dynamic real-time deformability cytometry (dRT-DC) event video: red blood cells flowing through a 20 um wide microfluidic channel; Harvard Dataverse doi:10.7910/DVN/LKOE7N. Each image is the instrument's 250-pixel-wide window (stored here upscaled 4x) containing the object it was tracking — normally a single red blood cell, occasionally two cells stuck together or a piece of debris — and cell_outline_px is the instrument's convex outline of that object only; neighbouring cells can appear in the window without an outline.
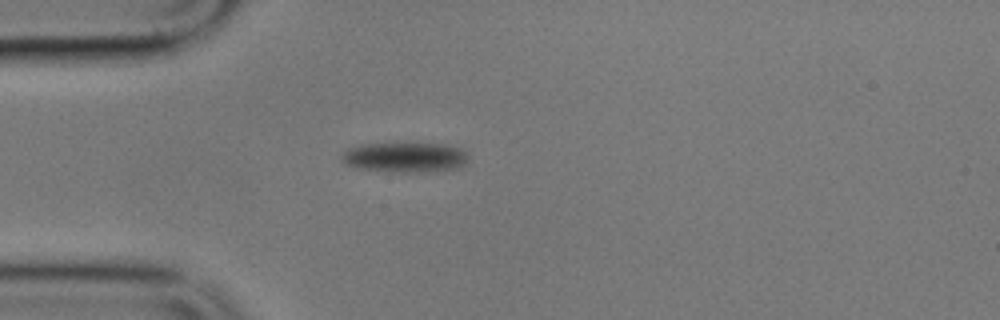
{"species": "common noctule bat (a hibernating species)", "species_latin": "Nyctalus noctula", "temperature_condition": "cold", "stored_images_in_passage": 2, "camera_frame_rate_fps": 3000, "um_per_image_px": 0.085, "animal": {"sex": "male", "body_mass_g": 17.9}, "frame": {"image": 1, "passage_image": 2, "time_ms": 1.667, "image_size_px": [1000, 320], "cell_outline_px": [[468, 160], [464, 164], [456, 168], [424, 172], [392, 172], [356, 168], [344, 164], [340, 160], [340, 156], [348, 148], [360, 144], [396, 140], [412, 140], [448, 144], [460, 148], [468, 152]], "centroid_in_image_um": [34.4, 13.3], "position_along_channel_um": 50.6, "area_um2": 23.81}}